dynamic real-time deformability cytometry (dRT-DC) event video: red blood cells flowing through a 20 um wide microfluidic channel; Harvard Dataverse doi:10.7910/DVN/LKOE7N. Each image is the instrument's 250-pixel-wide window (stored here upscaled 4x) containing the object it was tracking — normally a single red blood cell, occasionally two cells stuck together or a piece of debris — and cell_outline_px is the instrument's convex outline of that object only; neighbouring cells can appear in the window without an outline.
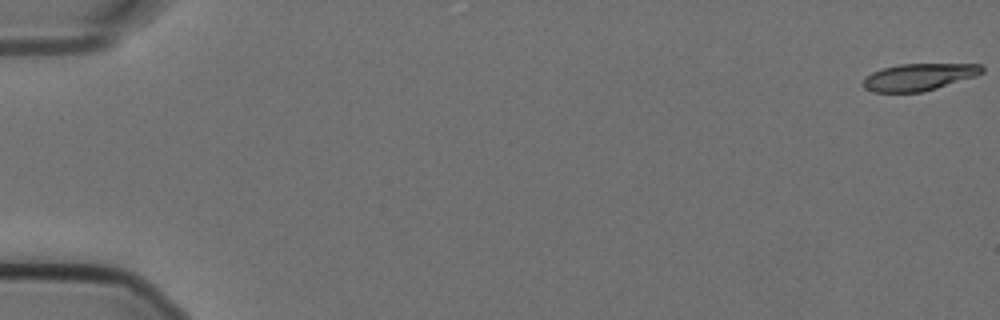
{"species": "Egyptian fruit bat (a non-hibernating species)", "species_latin": "Rousettus aegyptiacus", "temperature_condition": "cold", "stored_images_in_passage": 58, "camera_frame_rate_fps": 3000, "um_per_image_px": 0.085, "animal": {"sex": "female"}, "frame": {"image": 1, "passage_image": 1, "time_ms": 0.0, "image_size_px": [1000, 320], "cell_outline_px": [[984, 72], [976, 76], [936, 88], [920, 92], [872, 92], [864, 88], [860, 84], [864, 76], [872, 72], [884, 68], [900, 64], [980, 64], [984, 68]], "centroid_in_image_um": [78.06, 6.55], "position_along_channel_um": 6.9, "area_um2": 18.79}}
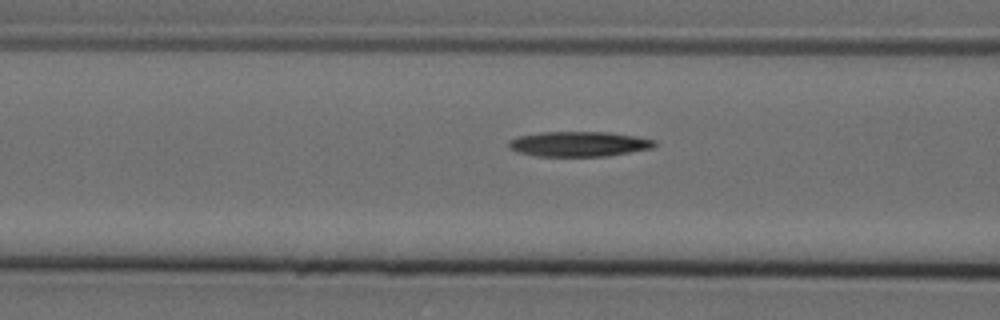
{"frame": {"image": 2, "passage_image": 24, "time_ms": 7.667, "image_size_px": [1000, 320], "cell_outline_px": [[656, 144], [652, 148], [608, 156], [536, 156], [516, 152], [508, 148], [508, 140], [516, 136], [540, 132], [608, 132], [636, 136], [656, 140]], "centroid_in_image_um": [49.16, 12.24], "position_along_channel_um": 117.4, "area_um2": 21.5}}
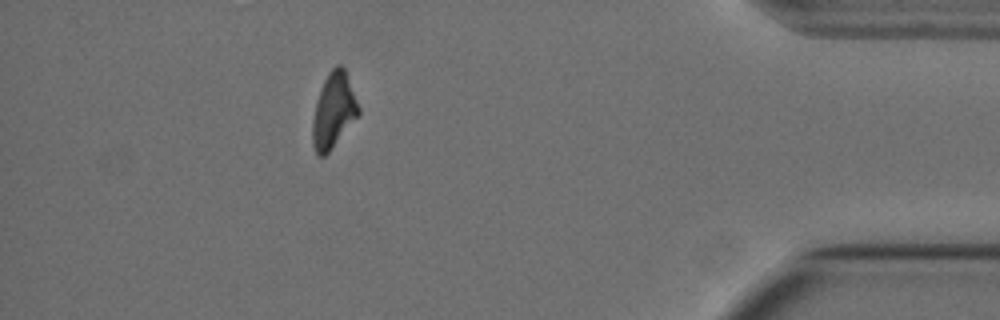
{"frame": {"image": 3, "passage_image": 52, "time_ms": 17.0, "image_size_px": [1000, 320], "cell_outline_px": [[360, 116], [332, 148], [324, 156], [316, 156], [312, 144], [312, 120], [316, 100], [324, 80], [328, 72], [336, 64], [340, 64], [344, 68], [360, 108]], "centroid_in_image_um": [28.35, 9.42], "position_along_channel_um": 406.8, "area_um2": 20.4}, "authors_computed_cell_mechanics": {"area_um2": 20.808, "velocity_mm_per_s": 3.5714, "shape_relaxation_time_tau1_ms": 5.0103, "shape_relaxation_time_tau2_ms": null, "deformation_change_tau1": 0.1804, "deformation_change_tau2": null}}